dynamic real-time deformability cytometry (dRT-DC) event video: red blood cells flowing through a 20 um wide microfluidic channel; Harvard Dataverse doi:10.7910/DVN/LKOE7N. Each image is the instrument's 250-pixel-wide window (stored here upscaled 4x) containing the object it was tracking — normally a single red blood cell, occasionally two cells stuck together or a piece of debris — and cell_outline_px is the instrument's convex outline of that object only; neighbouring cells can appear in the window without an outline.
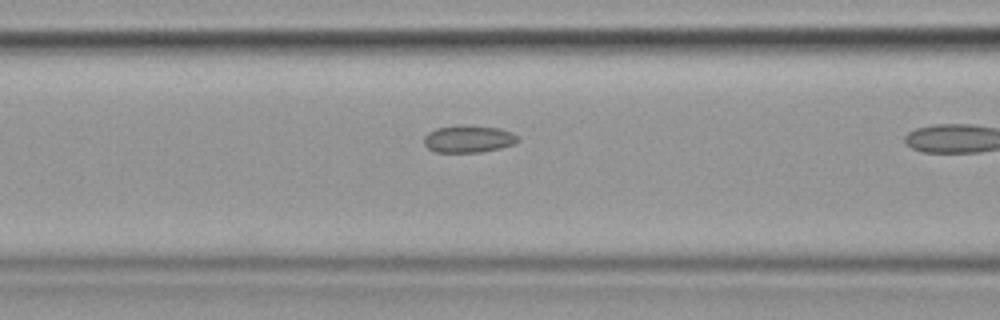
{"species": "common noctule bat (a hibernating species)", "species_latin": "Nyctalus noctula", "temperature_condition": "cold", "stored_images_in_passage": 15, "camera_frame_rate_fps": 3000, "um_per_image_px": 0.085, "animal": {"sex": "female", "body_mass_g": 19.9}, "frame": {"image": 1, "passage_image": 7, "time_ms": 2.0, "image_size_px": [1000, 320], "cell_outline_px": [[520, 140], [516, 144], [500, 148], [480, 152], [436, 152], [428, 148], [424, 144], [424, 136], [428, 132], [436, 128], [500, 128], [512, 132]], "centroid_in_image_um": [39.84, 11.86], "position_along_channel_um": 126.8, "area_um2": 14.16}}
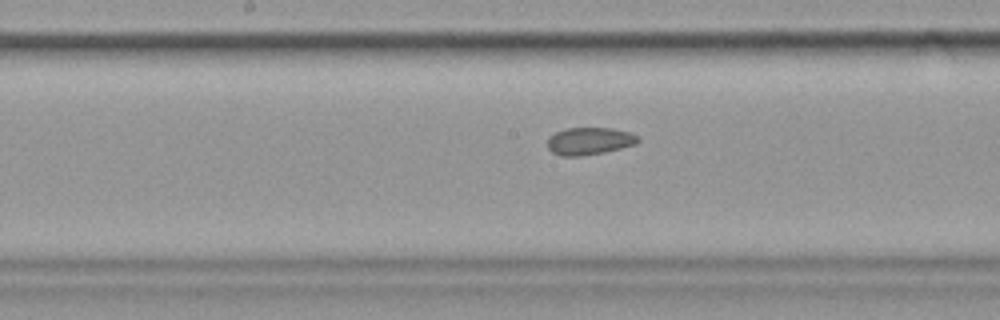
{"frame": {"image": 2, "passage_image": 13, "time_ms": 4.0, "image_size_px": [1000, 320], "cell_outline_px": [[640, 140], [636, 144], [604, 152], [580, 156], [560, 156], [552, 152], [548, 148], [548, 136], [564, 128], [612, 128], [628, 132], [636, 136]], "centroid_in_image_um": [50.06, 11.99], "position_along_channel_um": 198.1, "area_um2": 14.39}}